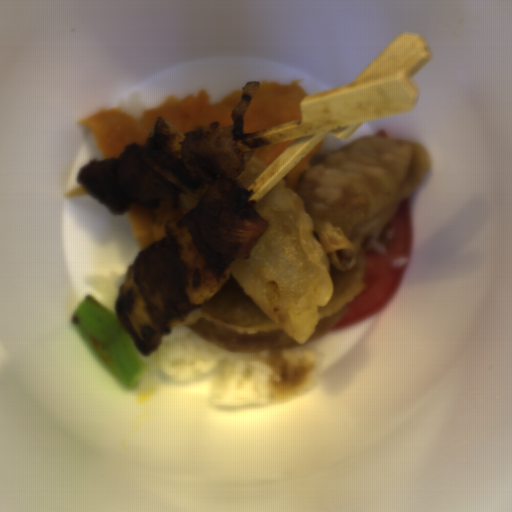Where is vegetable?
Wrapping results in <instances>:
<instances>
[{"instance_id":"4","label":"vegetable","mask_w":512,"mask_h":512,"mask_svg":"<svg viewBox=\"0 0 512 512\" xmlns=\"http://www.w3.org/2000/svg\"><path fill=\"white\" fill-rule=\"evenodd\" d=\"M118 300L141 341L149 342L162 333L154 323L136 284L133 264L129 266L119 287Z\"/></svg>"},{"instance_id":"1","label":"vegetable","mask_w":512,"mask_h":512,"mask_svg":"<svg viewBox=\"0 0 512 512\" xmlns=\"http://www.w3.org/2000/svg\"><path fill=\"white\" fill-rule=\"evenodd\" d=\"M69 323L104 369L134 391L149 366L117 314L96 297L86 295Z\"/></svg>"},{"instance_id":"3","label":"vegetable","mask_w":512,"mask_h":512,"mask_svg":"<svg viewBox=\"0 0 512 512\" xmlns=\"http://www.w3.org/2000/svg\"><path fill=\"white\" fill-rule=\"evenodd\" d=\"M180 220H168L164 232L172 236L180 245V257L186 265L187 284L184 292L192 306H203L212 297L222 291L232 270L228 265L218 278L208 265L202 252L193 239L187 225L179 226Z\"/></svg>"},{"instance_id":"2","label":"vegetable","mask_w":512,"mask_h":512,"mask_svg":"<svg viewBox=\"0 0 512 512\" xmlns=\"http://www.w3.org/2000/svg\"><path fill=\"white\" fill-rule=\"evenodd\" d=\"M183 134L160 116L139 151L140 159L166 180L202 199L211 185L194 180L181 159Z\"/></svg>"}]
</instances>
